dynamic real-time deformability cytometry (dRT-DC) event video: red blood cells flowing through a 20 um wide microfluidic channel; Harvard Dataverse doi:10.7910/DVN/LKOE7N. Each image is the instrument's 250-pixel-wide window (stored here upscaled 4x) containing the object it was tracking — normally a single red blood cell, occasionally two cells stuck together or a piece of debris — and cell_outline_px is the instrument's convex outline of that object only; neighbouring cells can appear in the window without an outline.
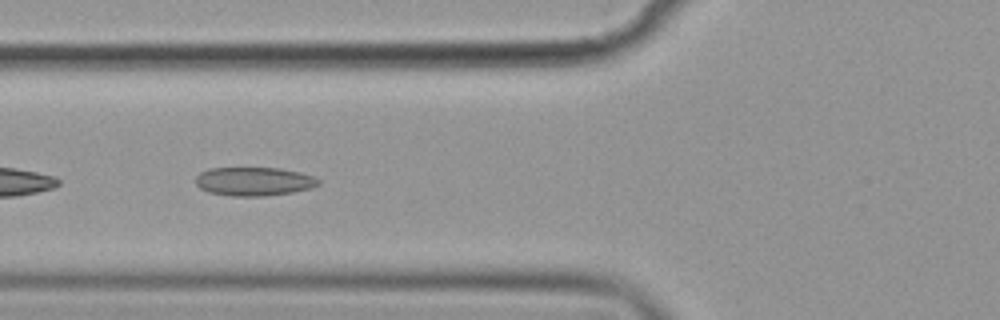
{"species": "common noctule bat (a hibernating species)", "species_latin": "Nyctalus noctula", "temperature_condition": "cold", "stored_images_in_passage": 40, "camera_frame_rate_fps": 3000, "um_per_image_px": 0.085, "animal": {"sex": "female", "body_mass_g": 19.9}, "frame": {"image": 1, "passage_image": 5, "time_ms": 1.333, "image_size_px": [1000, 320], "cell_outline_px": [[320, 184], [312, 188], [292, 192], [264, 196], [232, 196], [208, 192], [200, 188], [196, 184], [196, 176], [200, 172], [208, 168], [280, 168], [300, 172], [312, 176], [320, 180]], "centroid_in_image_um": [21.58, 15.42], "position_along_channel_um": 104.2, "area_um2": 20.58}}
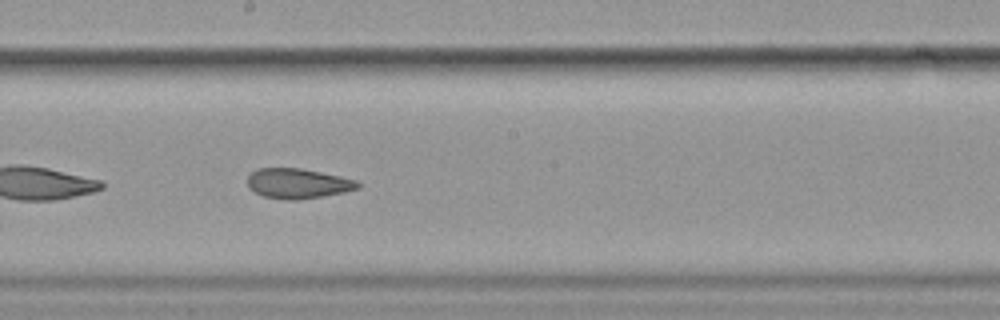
{"frame": {"image": 2, "passage_image": 15, "time_ms": 4.667, "image_size_px": [1000, 320], "cell_outline_px": [[360, 188], [344, 192], [296, 200], [288, 200], [264, 196], [248, 188], [248, 176], [256, 168], [300, 168], [340, 176], [356, 180], [360, 184]], "centroid_in_image_um": [25.31, 15.59], "position_along_channel_um": 222.9, "area_um2": 19.13}}
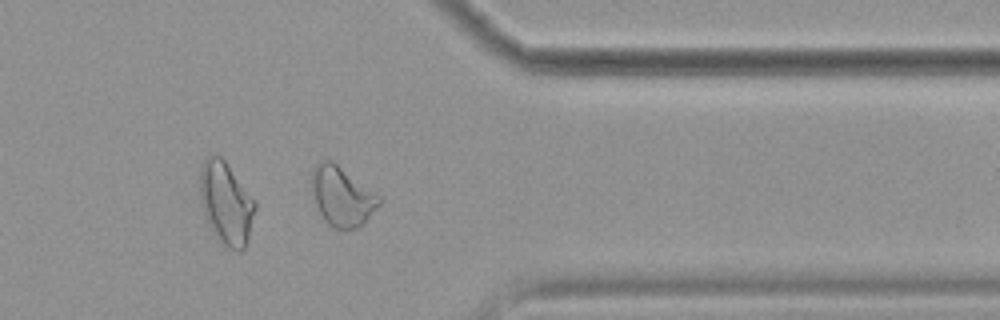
{"frame": {"image": 3, "passage_image": 29, "time_ms": 9.333, "image_size_px": [1000, 320], "cell_outline_px": [[380, 204], [364, 224], [360, 228], [336, 228], [328, 224], [324, 220], [312, 196], [312, 168], [320, 160], [332, 160], [380, 196]], "centroid_in_image_um": [29.06, 16.68], "position_along_channel_um": 382.3, "area_um2": 23.24}, "authors_computed_cell_mechanics": {"area_um2": 20.3456, "velocity_mm_per_s": 3.5658, "shape_relaxation_time_tau1_ms": null, "shape_relaxation_time_tau2_ms": 2.9543, "deformation_change_tau1": null, "deformation_change_tau2": 0.084}}